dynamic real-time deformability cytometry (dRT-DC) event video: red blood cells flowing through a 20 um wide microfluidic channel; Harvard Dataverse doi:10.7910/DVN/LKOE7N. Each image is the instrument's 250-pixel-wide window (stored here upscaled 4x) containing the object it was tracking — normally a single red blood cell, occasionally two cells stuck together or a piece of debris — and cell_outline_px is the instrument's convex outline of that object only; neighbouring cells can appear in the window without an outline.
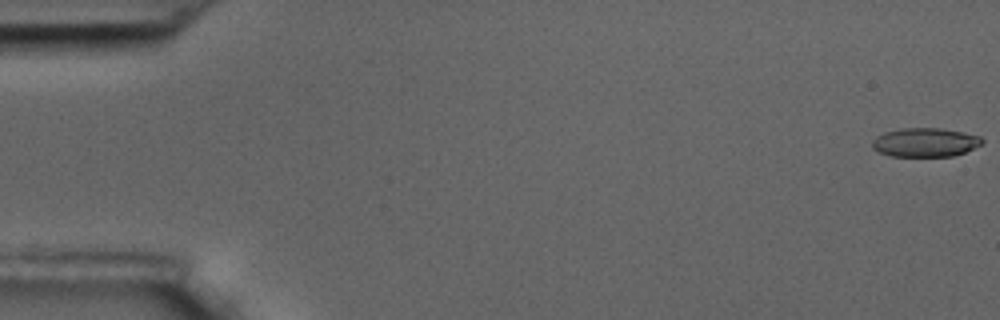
{"species": "common noctule bat (a hibernating species)", "species_latin": "Nyctalus noctula", "temperature_condition": "room temperature", "stored_images_in_passage": 5, "camera_frame_rate_fps": 3000, "um_per_image_px": 0.085, "animal": {"sex": "male", "body_mass_g": 17.5, "forearm_length_mm": 52.3}, "frame": {"image": 1, "passage_image": 1, "time_ms": 0.0, "image_size_px": [1000, 320], "cell_outline_px": [[984, 140], [980, 144], [964, 152], [952, 156], [892, 156], [880, 152], [872, 148], [872, 140], [876, 136], [884, 132], [904, 128], [940, 128], [964, 132], [980, 136]], "centroid_in_image_um": [78.62, 12.09], "position_along_channel_um": 6.4, "area_um2": 18.38}}
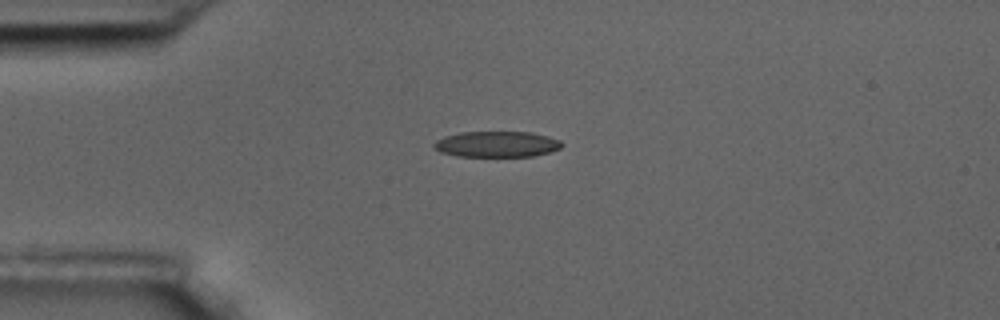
{"frame": {"image": 2, "passage_image": 5, "time_ms": 1.333, "image_size_px": [1000, 320], "cell_outline_px": [[564, 144], [560, 148], [552, 152], [532, 156], [456, 156], [440, 152], [432, 148], [432, 144], [436, 140], [444, 136], [460, 132], [532, 132], [548, 136], [560, 140]], "centroid_in_image_um": [42.21, 12.25], "position_along_channel_um": 42.8, "area_um2": 19.48}}